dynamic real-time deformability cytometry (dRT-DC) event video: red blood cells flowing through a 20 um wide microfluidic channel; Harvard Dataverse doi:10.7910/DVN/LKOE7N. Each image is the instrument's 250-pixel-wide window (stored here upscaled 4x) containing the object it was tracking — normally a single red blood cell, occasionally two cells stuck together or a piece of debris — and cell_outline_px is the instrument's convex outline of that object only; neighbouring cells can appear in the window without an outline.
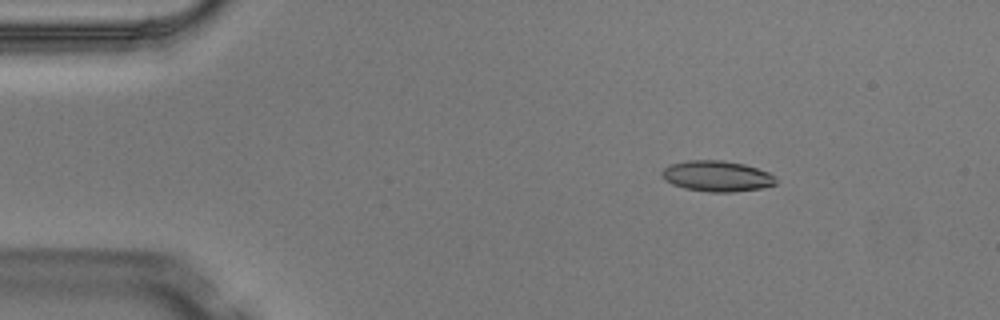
{"species": "Egyptian fruit bat (a non-hibernating species)", "species_latin": "Rousettus aegyptiacus", "temperature_condition": "warm", "stored_images_in_passage": 4, "camera_frame_rate_fps": 3000, "um_per_image_px": 0.085, "animal": {"sex": "male"}, "frame": {"image": 1, "passage_image": 2, "time_ms": 0.333, "image_size_px": [1000, 320], "cell_outline_px": [[776, 184], [764, 188], [732, 192], [708, 192], [684, 188], [672, 184], [664, 180], [660, 176], [660, 172], [668, 164], [688, 160], [720, 160], [744, 164], [768, 172], [776, 176]], "centroid_in_image_um": [60.91, 14.97], "position_along_channel_um": 24.1, "area_um2": 20.69}}
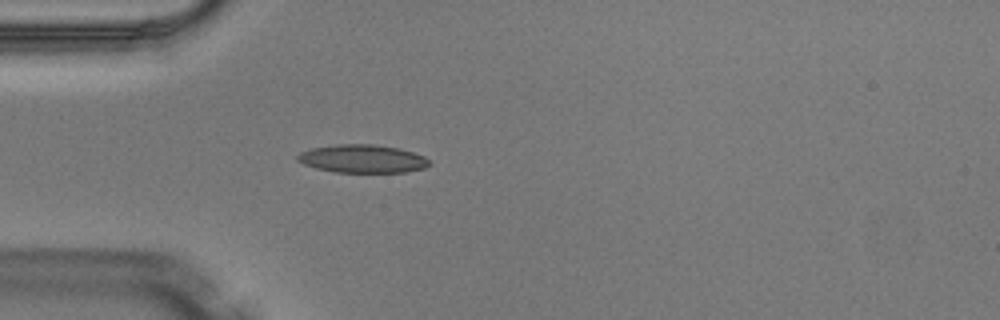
{"frame": {"image": 2, "passage_image": 4, "time_ms": 1.0, "image_size_px": [1000, 320], "cell_outline_px": [[432, 164], [424, 168], [404, 172], [336, 172], [316, 168], [304, 164], [296, 160], [296, 156], [300, 152], [312, 148], [336, 144], [372, 144], [400, 148], [424, 156]], "centroid_in_image_um": [30.8, 13.49], "position_along_channel_um": 54.2, "area_um2": 21.62}}